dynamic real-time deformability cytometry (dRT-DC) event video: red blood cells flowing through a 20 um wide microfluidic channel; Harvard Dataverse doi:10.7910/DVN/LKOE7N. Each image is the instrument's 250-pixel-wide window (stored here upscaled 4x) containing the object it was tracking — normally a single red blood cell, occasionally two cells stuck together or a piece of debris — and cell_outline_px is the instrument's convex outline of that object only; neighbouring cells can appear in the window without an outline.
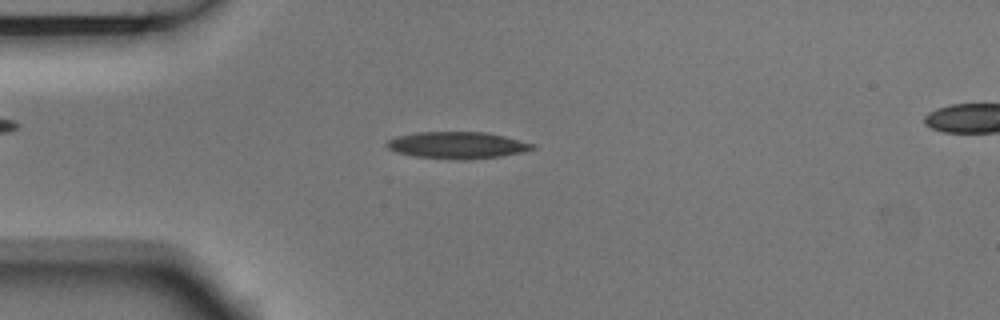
{"species": "Egyptian fruit bat (a non-hibernating species)", "species_latin": "Rousettus aegyptiacus", "temperature_condition": "room temperature", "stored_images_in_passage": 6, "camera_frame_rate_fps": 3000, "um_per_image_px": 0.085, "animal": {"sex": "male"}, "frame": {"image": 1, "passage_image": 3, "time_ms": 0.667, "image_size_px": [1000, 320], "cell_outline_px": [[536, 148], [520, 152], [500, 156], [464, 160], [416, 156], [396, 152], [388, 148], [384, 144], [388, 140], [396, 136], [416, 132], [488, 132], [536, 144]], "centroid_in_image_um": [38.86, 12.33], "position_along_channel_um": 46.1, "area_um2": 22.66}}
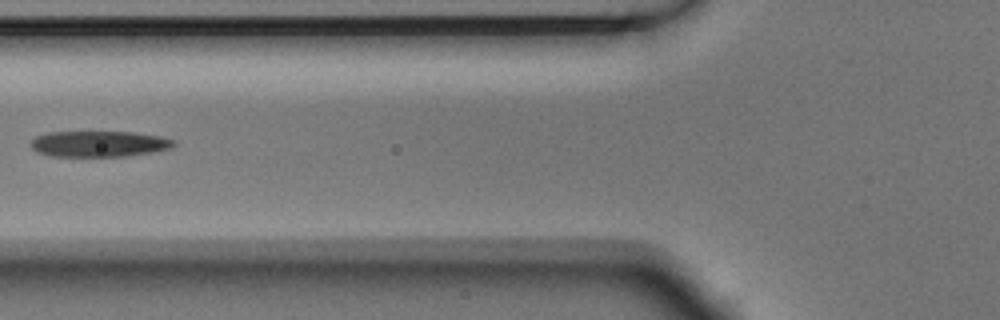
{"frame": {"image": 2, "passage_image": 5, "time_ms": 1.333, "image_size_px": [1000, 320], "cell_outline_px": [[176, 144], [172, 148], [152, 152], [124, 156], [48, 156], [36, 152], [32, 148], [32, 140], [36, 136], [48, 132], [132, 132], [160, 136], [176, 140]], "centroid_in_image_um": [8.43, 12.23], "position_along_channel_um": 117.4, "area_um2": 21.62}}
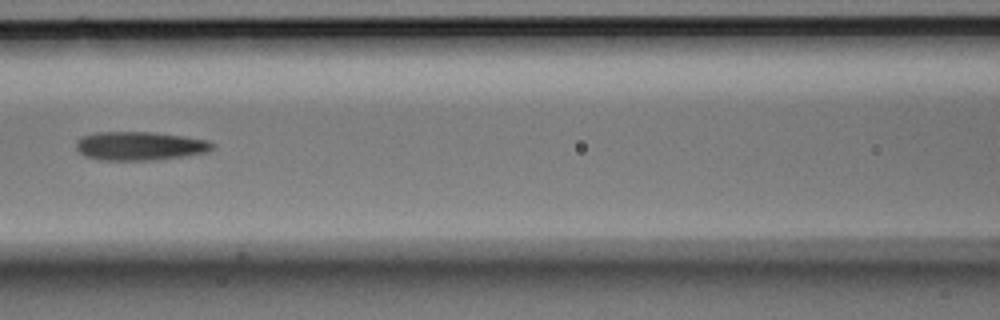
{"frame": {"image": 3, "passage_image": 6, "time_ms": 1.667, "image_size_px": [1000, 320], "cell_outline_px": [[216, 148], [208, 152], [184, 156], [152, 160], [96, 160], [84, 156], [76, 148], [76, 140], [84, 136], [96, 132], [152, 132], [184, 136], [208, 140], [216, 144]], "centroid_in_image_um": [11.91, 12.41], "position_along_channel_um": 154.7, "area_um2": 23.0}}